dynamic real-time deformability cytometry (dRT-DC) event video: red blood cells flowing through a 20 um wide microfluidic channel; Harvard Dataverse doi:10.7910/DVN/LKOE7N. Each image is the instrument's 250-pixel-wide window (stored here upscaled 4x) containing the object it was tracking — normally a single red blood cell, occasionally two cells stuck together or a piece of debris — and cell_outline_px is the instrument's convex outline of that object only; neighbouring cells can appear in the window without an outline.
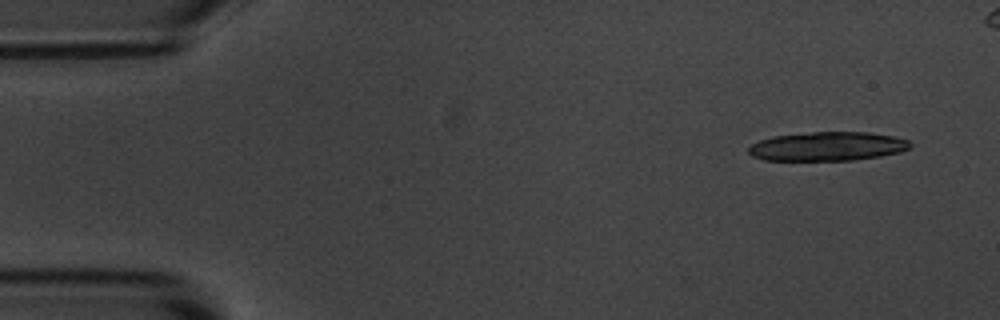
{"species": "common noctule bat (a hibernating species)", "species_latin": "Nyctalus noctula", "temperature_condition": "room temperature", "stored_images_in_passage": 5, "camera_frame_rate_fps": 3000, "um_per_image_px": 0.085, "animal": {"sex": "male", "body_mass_g": 20.1, "forearm_length_mm": 53.5}, "frame": {"image": 1, "passage_image": 1, "time_ms": 0.0, "image_size_px": [1000, 320], "cell_outline_px": [[912, 148], [900, 152], [880, 156], [852, 160], [764, 160], [752, 156], [748, 152], [748, 148], [752, 144], [760, 140], [772, 136], [812, 132], [868, 132], [892, 136], [908, 140], [912, 144]], "centroid_in_image_um": [70.35, 12.44], "position_along_channel_um": 14.7, "area_um2": 27.28}}